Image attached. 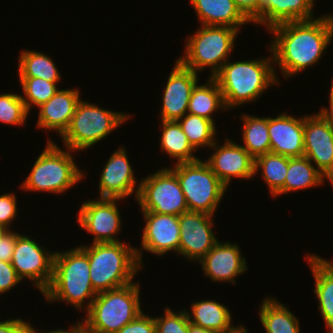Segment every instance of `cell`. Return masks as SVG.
I'll list each match as a JSON object with an SVG mask.
<instances>
[{
  "mask_svg": "<svg viewBox=\"0 0 333 333\" xmlns=\"http://www.w3.org/2000/svg\"><path fill=\"white\" fill-rule=\"evenodd\" d=\"M193 87L188 104V113L198 115L214 122L213 113L219 109H226L222 92L218 83L210 77L206 84Z\"/></svg>",
  "mask_w": 333,
  "mask_h": 333,
  "instance_id": "cell-27",
  "label": "cell"
},
{
  "mask_svg": "<svg viewBox=\"0 0 333 333\" xmlns=\"http://www.w3.org/2000/svg\"><path fill=\"white\" fill-rule=\"evenodd\" d=\"M116 333H156L154 317L141 312L133 321L127 323Z\"/></svg>",
  "mask_w": 333,
  "mask_h": 333,
  "instance_id": "cell-38",
  "label": "cell"
},
{
  "mask_svg": "<svg viewBox=\"0 0 333 333\" xmlns=\"http://www.w3.org/2000/svg\"><path fill=\"white\" fill-rule=\"evenodd\" d=\"M97 294L91 284L86 252L80 246L55 252L52 280L42 293L45 299L49 303L57 300L66 302L80 311L84 307V301L88 299L85 306L87 311Z\"/></svg>",
  "mask_w": 333,
  "mask_h": 333,
  "instance_id": "cell-4",
  "label": "cell"
},
{
  "mask_svg": "<svg viewBox=\"0 0 333 333\" xmlns=\"http://www.w3.org/2000/svg\"><path fill=\"white\" fill-rule=\"evenodd\" d=\"M243 120L241 145L254 159L262 154L271 152L270 138L268 133V117L242 115Z\"/></svg>",
  "mask_w": 333,
  "mask_h": 333,
  "instance_id": "cell-31",
  "label": "cell"
},
{
  "mask_svg": "<svg viewBox=\"0 0 333 333\" xmlns=\"http://www.w3.org/2000/svg\"><path fill=\"white\" fill-rule=\"evenodd\" d=\"M234 2L253 24H260V7L262 0H234Z\"/></svg>",
  "mask_w": 333,
  "mask_h": 333,
  "instance_id": "cell-40",
  "label": "cell"
},
{
  "mask_svg": "<svg viewBox=\"0 0 333 333\" xmlns=\"http://www.w3.org/2000/svg\"><path fill=\"white\" fill-rule=\"evenodd\" d=\"M315 0H262L260 7V25L271 27L294 21H308L315 17Z\"/></svg>",
  "mask_w": 333,
  "mask_h": 333,
  "instance_id": "cell-22",
  "label": "cell"
},
{
  "mask_svg": "<svg viewBox=\"0 0 333 333\" xmlns=\"http://www.w3.org/2000/svg\"><path fill=\"white\" fill-rule=\"evenodd\" d=\"M239 30L228 26L200 25L198 31L186 39L184 56L177 60L195 73L209 67L213 77L230 59Z\"/></svg>",
  "mask_w": 333,
  "mask_h": 333,
  "instance_id": "cell-7",
  "label": "cell"
},
{
  "mask_svg": "<svg viewBox=\"0 0 333 333\" xmlns=\"http://www.w3.org/2000/svg\"><path fill=\"white\" fill-rule=\"evenodd\" d=\"M81 100L78 89H58V91L39 107L37 127L57 131L60 137L70 125L76 106Z\"/></svg>",
  "mask_w": 333,
  "mask_h": 333,
  "instance_id": "cell-21",
  "label": "cell"
},
{
  "mask_svg": "<svg viewBox=\"0 0 333 333\" xmlns=\"http://www.w3.org/2000/svg\"><path fill=\"white\" fill-rule=\"evenodd\" d=\"M19 77L42 78L49 82H61V74L52 58L34 50H23L18 62Z\"/></svg>",
  "mask_w": 333,
  "mask_h": 333,
  "instance_id": "cell-32",
  "label": "cell"
},
{
  "mask_svg": "<svg viewBox=\"0 0 333 333\" xmlns=\"http://www.w3.org/2000/svg\"><path fill=\"white\" fill-rule=\"evenodd\" d=\"M191 310V313L187 311L190 323L205 329L220 333H241L246 328L243 325L233 326L232 313L215 300L193 302Z\"/></svg>",
  "mask_w": 333,
  "mask_h": 333,
  "instance_id": "cell-25",
  "label": "cell"
},
{
  "mask_svg": "<svg viewBox=\"0 0 333 333\" xmlns=\"http://www.w3.org/2000/svg\"><path fill=\"white\" fill-rule=\"evenodd\" d=\"M89 259L90 280L97 292L117 289L132 283L142 268V251L123 241L80 245Z\"/></svg>",
  "mask_w": 333,
  "mask_h": 333,
  "instance_id": "cell-3",
  "label": "cell"
},
{
  "mask_svg": "<svg viewBox=\"0 0 333 333\" xmlns=\"http://www.w3.org/2000/svg\"><path fill=\"white\" fill-rule=\"evenodd\" d=\"M329 106L330 108L328 107H322V109L319 110V114L326 117V118H329L331 120H333V79H332V83H331V87H330V92H329Z\"/></svg>",
  "mask_w": 333,
  "mask_h": 333,
  "instance_id": "cell-44",
  "label": "cell"
},
{
  "mask_svg": "<svg viewBox=\"0 0 333 333\" xmlns=\"http://www.w3.org/2000/svg\"><path fill=\"white\" fill-rule=\"evenodd\" d=\"M271 152L290 158L304 156V116L295 118L281 113L268 117Z\"/></svg>",
  "mask_w": 333,
  "mask_h": 333,
  "instance_id": "cell-20",
  "label": "cell"
},
{
  "mask_svg": "<svg viewBox=\"0 0 333 333\" xmlns=\"http://www.w3.org/2000/svg\"><path fill=\"white\" fill-rule=\"evenodd\" d=\"M204 275L214 282L236 284L235 278L248 270L246 259L242 256L238 243L221 242L199 261Z\"/></svg>",
  "mask_w": 333,
  "mask_h": 333,
  "instance_id": "cell-19",
  "label": "cell"
},
{
  "mask_svg": "<svg viewBox=\"0 0 333 333\" xmlns=\"http://www.w3.org/2000/svg\"><path fill=\"white\" fill-rule=\"evenodd\" d=\"M54 255V251H47L33 238L16 232V245L11 264L21 280L29 279L41 293L51 283Z\"/></svg>",
  "mask_w": 333,
  "mask_h": 333,
  "instance_id": "cell-11",
  "label": "cell"
},
{
  "mask_svg": "<svg viewBox=\"0 0 333 333\" xmlns=\"http://www.w3.org/2000/svg\"><path fill=\"white\" fill-rule=\"evenodd\" d=\"M137 202L141 211L176 216L189 211L177 176L169 167L140 180Z\"/></svg>",
  "mask_w": 333,
  "mask_h": 333,
  "instance_id": "cell-10",
  "label": "cell"
},
{
  "mask_svg": "<svg viewBox=\"0 0 333 333\" xmlns=\"http://www.w3.org/2000/svg\"><path fill=\"white\" fill-rule=\"evenodd\" d=\"M164 310L165 315L154 317L156 333H188L190 321L186 309L174 312L166 307Z\"/></svg>",
  "mask_w": 333,
  "mask_h": 333,
  "instance_id": "cell-36",
  "label": "cell"
},
{
  "mask_svg": "<svg viewBox=\"0 0 333 333\" xmlns=\"http://www.w3.org/2000/svg\"><path fill=\"white\" fill-rule=\"evenodd\" d=\"M19 81L24 93L21 98L29 113L32 105L33 107H39L47 102L59 89L56 82H49L42 78L19 77Z\"/></svg>",
  "mask_w": 333,
  "mask_h": 333,
  "instance_id": "cell-34",
  "label": "cell"
},
{
  "mask_svg": "<svg viewBox=\"0 0 333 333\" xmlns=\"http://www.w3.org/2000/svg\"><path fill=\"white\" fill-rule=\"evenodd\" d=\"M29 324L21 318L6 319L0 321V333H26Z\"/></svg>",
  "mask_w": 333,
  "mask_h": 333,
  "instance_id": "cell-42",
  "label": "cell"
},
{
  "mask_svg": "<svg viewBox=\"0 0 333 333\" xmlns=\"http://www.w3.org/2000/svg\"><path fill=\"white\" fill-rule=\"evenodd\" d=\"M122 199L99 198L84 203L78 212V223L94 236L92 243L120 242L121 214L117 202Z\"/></svg>",
  "mask_w": 333,
  "mask_h": 333,
  "instance_id": "cell-12",
  "label": "cell"
},
{
  "mask_svg": "<svg viewBox=\"0 0 333 333\" xmlns=\"http://www.w3.org/2000/svg\"><path fill=\"white\" fill-rule=\"evenodd\" d=\"M273 40L268 50L282 76L290 78L319 62L333 40V15L308 21L285 22L271 27Z\"/></svg>",
  "mask_w": 333,
  "mask_h": 333,
  "instance_id": "cell-1",
  "label": "cell"
},
{
  "mask_svg": "<svg viewBox=\"0 0 333 333\" xmlns=\"http://www.w3.org/2000/svg\"><path fill=\"white\" fill-rule=\"evenodd\" d=\"M162 135L160 149L169 157L177 160L175 164L193 162L200 158L195 157V149L189 143L178 121H161Z\"/></svg>",
  "mask_w": 333,
  "mask_h": 333,
  "instance_id": "cell-28",
  "label": "cell"
},
{
  "mask_svg": "<svg viewBox=\"0 0 333 333\" xmlns=\"http://www.w3.org/2000/svg\"><path fill=\"white\" fill-rule=\"evenodd\" d=\"M200 25L228 26L240 30L251 21L241 12L234 0H190Z\"/></svg>",
  "mask_w": 333,
  "mask_h": 333,
  "instance_id": "cell-23",
  "label": "cell"
},
{
  "mask_svg": "<svg viewBox=\"0 0 333 333\" xmlns=\"http://www.w3.org/2000/svg\"><path fill=\"white\" fill-rule=\"evenodd\" d=\"M177 121L196 151L200 147L210 148L216 142L215 122L190 113L185 114Z\"/></svg>",
  "mask_w": 333,
  "mask_h": 333,
  "instance_id": "cell-33",
  "label": "cell"
},
{
  "mask_svg": "<svg viewBox=\"0 0 333 333\" xmlns=\"http://www.w3.org/2000/svg\"><path fill=\"white\" fill-rule=\"evenodd\" d=\"M307 157H289L288 171L284 182V194L313 188L324 183V175Z\"/></svg>",
  "mask_w": 333,
  "mask_h": 333,
  "instance_id": "cell-29",
  "label": "cell"
},
{
  "mask_svg": "<svg viewBox=\"0 0 333 333\" xmlns=\"http://www.w3.org/2000/svg\"><path fill=\"white\" fill-rule=\"evenodd\" d=\"M77 325H73L70 329H54L52 331H41L40 333H82L80 320L76 323ZM26 333H39L33 325L29 324Z\"/></svg>",
  "mask_w": 333,
  "mask_h": 333,
  "instance_id": "cell-43",
  "label": "cell"
},
{
  "mask_svg": "<svg viewBox=\"0 0 333 333\" xmlns=\"http://www.w3.org/2000/svg\"><path fill=\"white\" fill-rule=\"evenodd\" d=\"M6 230L7 229L0 224V236L3 235V233H5Z\"/></svg>",
  "mask_w": 333,
  "mask_h": 333,
  "instance_id": "cell-46",
  "label": "cell"
},
{
  "mask_svg": "<svg viewBox=\"0 0 333 333\" xmlns=\"http://www.w3.org/2000/svg\"><path fill=\"white\" fill-rule=\"evenodd\" d=\"M137 182L126 149L123 146L119 147L111 154L101 171L99 198L124 199L135 193V200H137L140 190V182L138 186Z\"/></svg>",
  "mask_w": 333,
  "mask_h": 333,
  "instance_id": "cell-16",
  "label": "cell"
},
{
  "mask_svg": "<svg viewBox=\"0 0 333 333\" xmlns=\"http://www.w3.org/2000/svg\"><path fill=\"white\" fill-rule=\"evenodd\" d=\"M315 280L314 294L326 324L327 333H333V260L329 261L316 254L305 256Z\"/></svg>",
  "mask_w": 333,
  "mask_h": 333,
  "instance_id": "cell-24",
  "label": "cell"
},
{
  "mask_svg": "<svg viewBox=\"0 0 333 333\" xmlns=\"http://www.w3.org/2000/svg\"><path fill=\"white\" fill-rule=\"evenodd\" d=\"M180 183L189 211L214 216L227 187L212 172L208 163L198 159L170 168Z\"/></svg>",
  "mask_w": 333,
  "mask_h": 333,
  "instance_id": "cell-9",
  "label": "cell"
},
{
  "mask_svg": "<svg viewBox=\"0 0 333 333\" xmlns=\"http://www.w3.org/2000/svg\"><path fill=\"white\" fill-rule=\"evenodd\" d=\"M259 307V320L266 333H300L299 319L277 298L266 297Z\"/></svg>",
  "mask_w": 333,
  "mask_h": 333,
  "instance_id": "cell-26",
  "label": "cell"
},
{
  "mask_svg": "<svg viewBox=\"0 0 333 333\" xmlns=\"http://www.w3.org/2000/svg\"><path fill=\"white\" fill-rule=\"evenodd\" d=\"M188 333H220V332L205 329V328H202V327H199V326H196V325L190 323Z\"/></svg>",
  "mask_w": 333,
  "mask_h": 333,
  "instance_id": "cell-45",
  "label": "cell"
},
{
  "mask_svg": "<svg viewBox=\"0 0 333 333\" xmlns=\"http://www.w3.org/2000/svg\"><path fill=\"white\" fill-rule=\"evenodd\" d=\"M217 143L210 147L215 152L205 161L226 187L234 177L249 180L255 176V159L240 144L229 138L222 146Z\"/></svg>",
  "mask_w": 333,
  "mask_h": 333,
  "instance_id": "cell-15",
  "label": "cell"
},
{
  "mask_svg": "<svg viewBox=\"0 0 333 333\" xmlns=\"http://www.w3.org/2000/svg\"><path fill=\"white\" fill-rule=\"evenodd\" d=\"M129 117L130 114L103 109L81 99L69 127L61 136L63 145L72 151L86 150L105 139Z\"/></svg>",
  "mask_w": 333,
  "mask_h": 333,
  "instance_id": "cell-8",
  "label": "cell"
},
{
  "mask_svg": "<svg viewBox=\"0 0 333 333\" xmlns=\"http://www.w3.org/2000/svg\"><path fill=\"white\" fill-rule=\"evenodd\" d=\"M70 149L62 150L48 139L45 149L38 156L29 175L21 183L24 191L65 193L86 176L74 161ZM84 176V177H83Z\"/></svg>",
  "mask_w": 333,
  "mask_h": 333,
  "instance_id": "cell-6",
  "label": "cell"
},
{
  "mask_svg": "<svg viewBox=\"0 0 333 333\" xmlns=\"http://www.w3.org/2000/svg\"><path fill=\"white\" fill-rule=\"evenodd\" d=\"M17 197L14 193L0 195V224L6 229H11V223L17 217Z\"/></svg>",
  "mask_w": 333,
  "mask_h": 333,
  "instance_id": "cell-37",
  "label": "cell"
},
{
  "mask_svg": "<svg viewBox=\"0 0 333 333\" xmlns=\"http://www.w3.org/2000/svg\"><path fill=\"white\" fill-rule=\"evenodd\" d=\"M16 245V232L7 229L0 236V260L11 262L12 255Z\"/></svg>",
  "mask_w": 333,
  "mask_h": 333,
  "instance_id": "cell-41",
  "label": "cell"
},
{
  "mask_svg": "<svg viewBox=\"0 0 333 333\" xmlns=\"http://www.w3.org/2000/svg\"><path fill=\"white\" fill-rule=\"evenodd\" d=\"M167 79L160 109L161 121H177L188 113V104L198 73L184 67L178 60Z\"/></svg>",
  "mask_w": 333,
  "mask_h": 333,
  "instance_id": "cell-17",
  "label": "cell"
},
{
  "mask_svg": "<svg viewBox=\"0 0 333 333\" xmlns=\"http://www.w3.org/2000/svg\"><path fill=\"white\" fill-rule=\"evenodd\" d=\"M213 216L187 211L179 215V254L191 261H200L219 241L212 231Z\"/></svg>",
  "mask_w": 333,
  "mask_h": 333,
  "instance_id": "cell-14",
  "label": "cell"
},
{
  "mask_svg": "<svg viewBox=\"0 0 333 333\" xmlns=\"http://www.w3.org/2000/svg\"><path fill=\"white\" fill-rule=\"evenodd\" d=\"M146 221L142 230V250L164 256L167 253L179 254V216L142 211Z\"/></svg>",
  "mask_w": 333,
  "mask_h": 333,
  "instance_id": "cell-18",
  "label": "cell"
},
{
  "mask_svg": "<svg viewBox=\"0 0 333 333\" xmlns=\"http://www.w3.org/2000/svg\"><path fill=\"white\" fill-rule=\"evenodd\" d=\"M139 284L132 282L98 293L85 312L86 318L80 321L82 333H116L133 321L143 312Z\"/></svg>",
  "mask_w": 333,
  "mask_h": 333,
  "instance_id": "cell-5",
  "label": "cell"
},
{
  "mask_svg": "<svg viewBox=\"0 0 333 333\" xmlns=\"http://www.w3.org/2000/svg\"><path fill=\"white\" fill-rule=\"evenodd\" d=\"M304 156L333 187V120L318 112L304 116Z\"/></svg>",
  "mask_w": 333,
  "mask_h": 333,
  "instance_id": "cell-13",
  "label": "cell"
},
{
  "mask_svg": "<svg viewBox=\"0 0 333 333\" xmlns=\"http://www.w3.org/2000/svg\"><path fill=\"white\" fill-rule=\"evenodd\" d=\"M21 280L12 266L11 262H4L0 260V295L9 292Z\"/></svg>",
  "mask_w": 333,
  "mask_h": 333,
  "instance_id": "cell-39",
  "label": "cell"
},
{
  "mask_svg": "<svg viewBox=\"0 0 333 333\" xmlns=\"http://www.w3.org/2000/svg\"><path fill=\"white\" fill-rule=\"evenodd\" d=\"M241 333H248L247 329L245 328Z\"/></svg>",
  "mask_w": 333,
  "mask_h": 333,
  "instance_id": "cell-47",
  "label": "cell"
},
{
  "mask_svg": "<svg viewBox=\"0 0 333 333\" xmlns=\"http://www.w3.org/2000/svg\"><path fill=\"white\" fill-rule=\"evenodd\" d=\"M289 165V157L272 152L255 158V174L261 170L262 178L269 187L271 196L284 194V182Z\"/></svg>",
  "mask_w": 333,
  "mask_h": 333,
  "instance_id": "cell-30",
  "label": "cell"
},
{
  "mask_svg": "<svg viewBox=\"0 0 333 333\" xmlns=\"http://www.w3.org/2000/svg\"><path fill=\"white\" fill-rule=\"evenodd\" d=\"M271 56L230 62L227 60L213 76L218 83L227 109L256 101L268 88L278 84Z\"/></svg>",
  "mask_w": 333,
  "mask_h": 333,
  "instance_id": "cell-2",
  "label": "cell"
},
{
  "mask_svg": "<svg viewBox=\"0 0 333 333\" xmlns=\"http://www.w3.org/2000/svg\"><path fill=\"white\" fill-rule=\"evenodd\" d=\"M21 95L12 93L0 94V122L22 126L29 116Z\"/></svg>",
  "mask_w": 333,
  "mask_h": 333,
  "instance_id": "cell-35",
  "label": "cell"
}]
</instances>
